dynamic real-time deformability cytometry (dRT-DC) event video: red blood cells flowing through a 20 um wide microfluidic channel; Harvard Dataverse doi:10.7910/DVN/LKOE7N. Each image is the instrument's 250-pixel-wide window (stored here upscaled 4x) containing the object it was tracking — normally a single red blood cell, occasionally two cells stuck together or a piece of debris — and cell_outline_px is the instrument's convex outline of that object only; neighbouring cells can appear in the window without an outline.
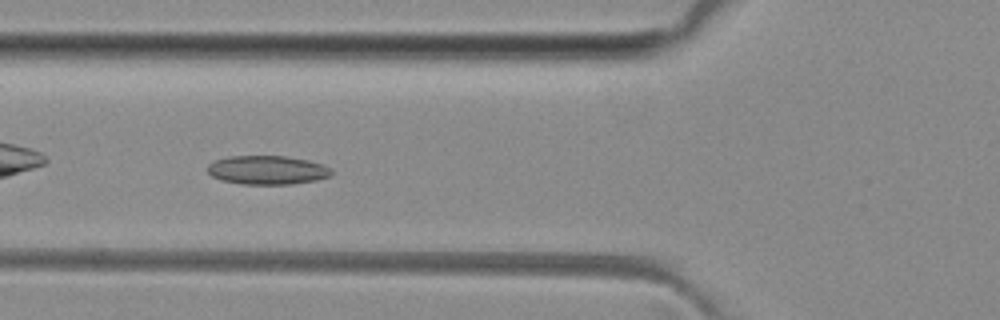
{"species": "common noctule bat (a hibernating species)", "species_latin": "Nyctalus noctula", "temperature_condition": "room temperature", "stored_images_in_passage": 38, "camera_frame_rate_fps": 3000, "um_per_image_px": 0.085, "animal": {"sex": "female", "body_mass_g": 29.2, "forearm_length_mm": 56.3}, "frame": {"image": 1, "passage_image": 5, "time_ms": 1.333, "image_size_px": [1000, 320], "cell_outline_px": [[332, 176], [316, 180], [292, 184], [240, 184], [224, 180], [212, 176], [208, 172], [208, 164], [212, 160], [228, 156], [284, 156], [308, 160], [320, 164], [328, 168], [332, 172]], "centroid_in_image_um": [22.69, 14.45], "position_along_channel_um": 103.1, "area_um2": 20.75}}
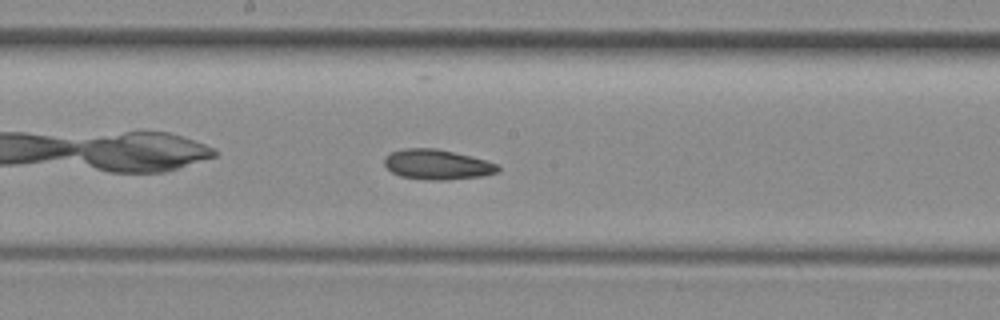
{"frame": {"image": 2, "passage_image": 13, "time_ms": 4.0, "image_size_px": [1000, 320], "cell_outline_px": [[500, 172], [484, 176], [448, 180], [428, 180], [400, 176], [392, 172], [384, 164], [384, 160], [392, 152], [404, 148], [436, 148], [484, 160], [496, 164], [500, 168]], "centroid_in_image_um": [37.17, 14.0], "position_along_channel_um": 211.0, "area_um2": 19.71}}
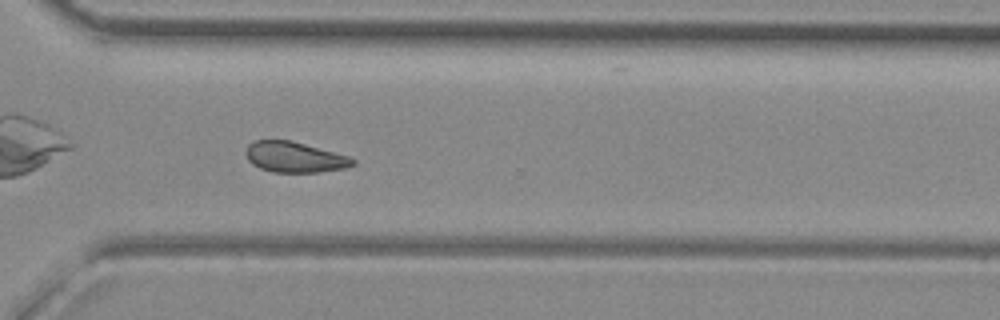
{"frame": {"image": 3, "passage_image": 23, "time_ms": 7.333, "image_size_px": [1000, 320], "cell_outline_px": [[356, 164], [348, 168], [316, 172], [272, 172], [260, 168], [252, 164], [248, 160], [244, 152], [248, 144], [252, 140], [292, 140], [348, 156], [356, 160]], "centroid_in_image_um": [25.02, 13.35], "position_along_channel_um": 345.6, "area_um2": 19.25}, "authors_computed_cell_mechanics": {"area_um2": 19.5075, "velocity_mm_per_s": 4.0454, "shape_relaxation_time_tau1_ms": null, "shape_relaxation_time_tau2_ms": 4.3896, "deformation_change_tau1": null, "deformation_change_tau2": 0.1119}}